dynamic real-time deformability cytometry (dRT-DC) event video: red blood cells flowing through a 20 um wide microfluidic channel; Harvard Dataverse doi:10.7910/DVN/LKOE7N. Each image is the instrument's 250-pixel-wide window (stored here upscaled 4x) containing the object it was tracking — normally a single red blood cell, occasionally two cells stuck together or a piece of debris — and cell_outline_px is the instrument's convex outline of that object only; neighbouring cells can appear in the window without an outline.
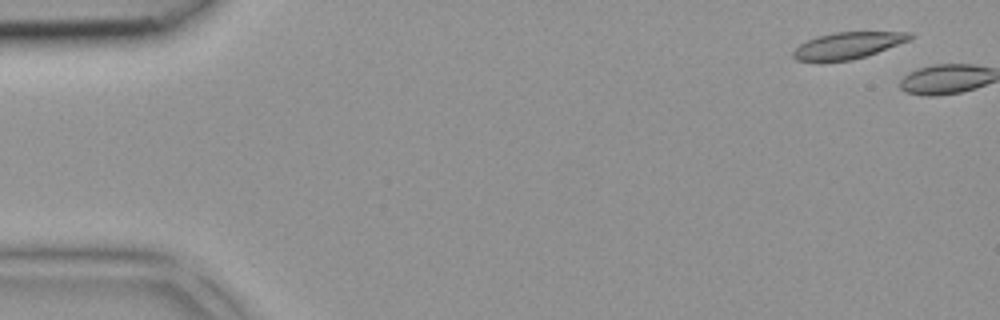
{"species": "common noctule bat (a hibernating species)", "species_latin": "Nyctalus noctula", "temperature_condition": "room temperature", "stored_images_in_passage": 4, "camera_frame_rate_fps": 3000, "um_per_image_px": 0.085, "animal": {"sex": "female", "body_mass_g": 18.4}, "frame": {"image": 1, "passage_image": 3, "time_ms": 0.667, "image_size_px": [1000, 320], "cell_outline_px": [[916, 36], [912, 40], [852, 60], [820, 64], [796, 60], [792, 56], [792, 52], [800, 44], [816, 36], [836, 32], [912, 32]], "centroid_in_image_um": [72.04, 3.9], "position_along_channel_um": 13.0, "area_um2": 18.67}}